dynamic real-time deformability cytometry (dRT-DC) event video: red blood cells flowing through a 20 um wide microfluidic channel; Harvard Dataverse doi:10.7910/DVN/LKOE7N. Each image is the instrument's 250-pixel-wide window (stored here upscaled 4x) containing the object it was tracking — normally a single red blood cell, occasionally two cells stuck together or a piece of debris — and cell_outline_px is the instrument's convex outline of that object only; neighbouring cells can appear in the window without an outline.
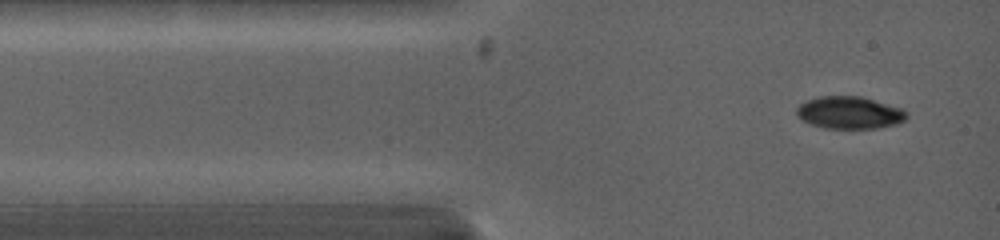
{"species": "common noctule bat (a hibernating species)", "species_latin": "Nyctalus noctula", "temperature_condition": "warm", "stored_images_in_passage": 11, "camera_frame_rate_fps": 5000, "um_per_image_px": 0.085, "animal": {"sex": "female", "body_mass_g": 19.0, "forearm_length_mm": 53.3}, "frame": {"image": 1, "passage_image": 1, "time_ms": 0.0, "image_size_px": [1000, 240], "cell_outline_px": [[908, 116], [904, 120], [896, 124], [876, 128], [824, 128], [812, 124], [796, 116], [796, 108], [800, 104], [808, 100], [820, 96], [860, 96], [904, 108], [908, 112]], "centroid_in_image_um": [72.24, 9.57], "position_along_channel_um": 12.8, "area_um2": 20.75}}
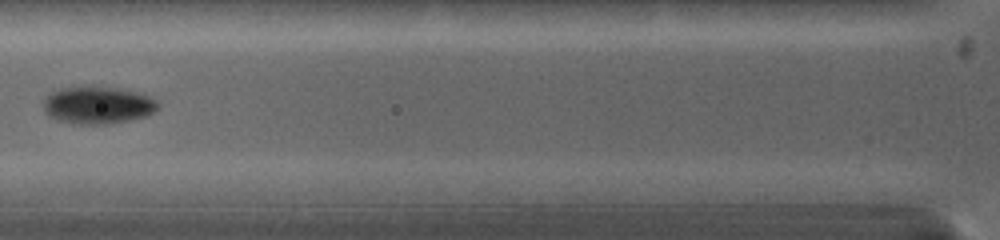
{"frame": {"image": 2, "passage_image": 7, "time_ms": 3.4, "image_size_px": [1000, 240], "cell_outline_px": [[160, 104], [148, 116], [108, 124], [76, 124], [56, 120], [48, 116], [44, 112], [44, 100], [52, 92], [60, 88], [116, 88], [136, 92], [152, 96]], "centroid_in_image_um": [8.32, 8.97], "position_along_channel_um": 117.5, "area_um2": 24.62}}
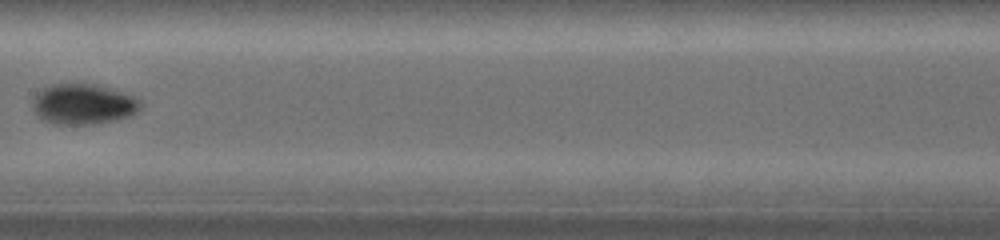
{"frame": {"image": 3, "passage_image": 10, "time_ms": 5.4, "image_size_px": [1000, 240], "cell_outline_px": [[144, 104], [136, 112], [128, 116], [116, 120], [88, 124], [52, 124], [44, 120], [32, 108], [32, 104], [36, 96], [44, 88], [52, 84], [92, 84], [124, 92], [140, 100]], "centroid_in_image_um": [7.1, 8.86], "position_along_channel_um": 200.3, "area_um2": 25.09}}